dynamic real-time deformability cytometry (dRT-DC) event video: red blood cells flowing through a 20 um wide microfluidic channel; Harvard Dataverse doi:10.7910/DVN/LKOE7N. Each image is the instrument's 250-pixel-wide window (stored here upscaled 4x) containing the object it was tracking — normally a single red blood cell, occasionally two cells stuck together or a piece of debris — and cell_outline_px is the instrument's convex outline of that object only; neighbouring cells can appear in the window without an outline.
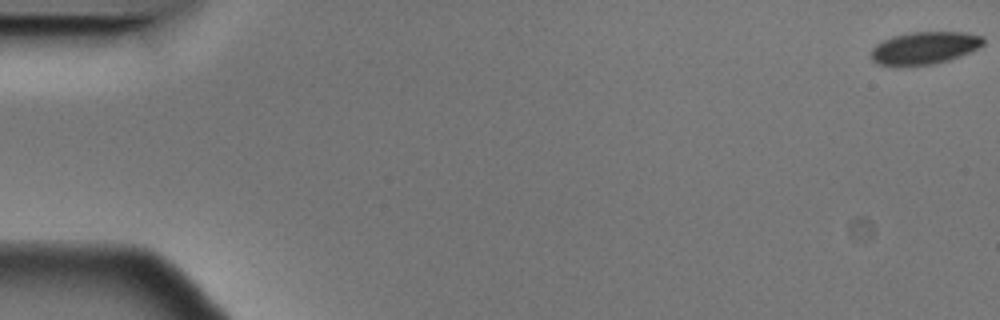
{"species": "Egyptian fruit bat (a non-hibernating species)", "species_latin": "Rousettus aegyptiacus", "temperature_condition": "cold", "stored_images_in_passage": 42, "camera_frame_rate_fps": 3000, "um_per_image_px": 0.085, "animal": {"sex": "male"}, "frame": {"image": 1, "passage_image": 1, "time_ms": 0.0, "image_size_px": [1000, 320], "cell_outline_px": [[984, 44], [980, 48], [960, 56], [948, 60], [932, 64], [876, 64], [872, 60], [872, 48], [876, 44], [884, 40], [896, 36], [912, 32], [964, 32], [984, 36]], "centroid_in_image_um": [78.65, 4.05], "position_along_channel_um": 6.3, "area_um2": 20.81}}
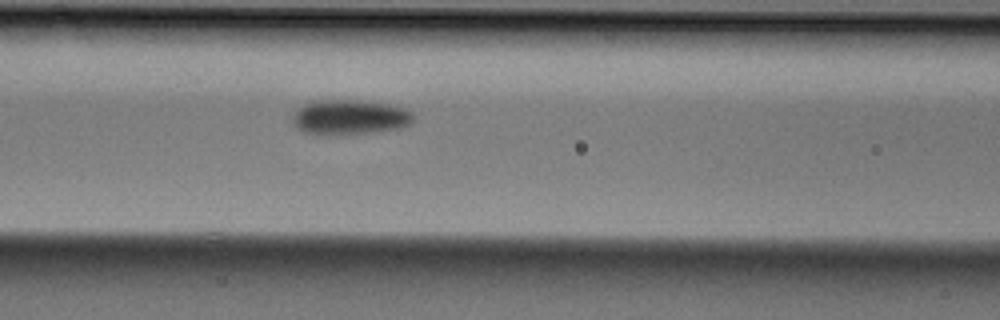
{"frame": {"image": 2, "passage_image": 25, "time_ms": 8.0, "image_size_px": [1000, 320], "cell_outline_px": [[412, 120], [408, 124], [400, 128], [328, 136], [304, 132], [296, 128], [292, 124], [292, 116], [304, 104], [324, 100], [352, 100], [388, 104], [404, 108], [412, 112]], "centroid_in_image_um": [29.67, 9.97], "position_along_channel_um": 136.9, "area_um2": 24.22}}
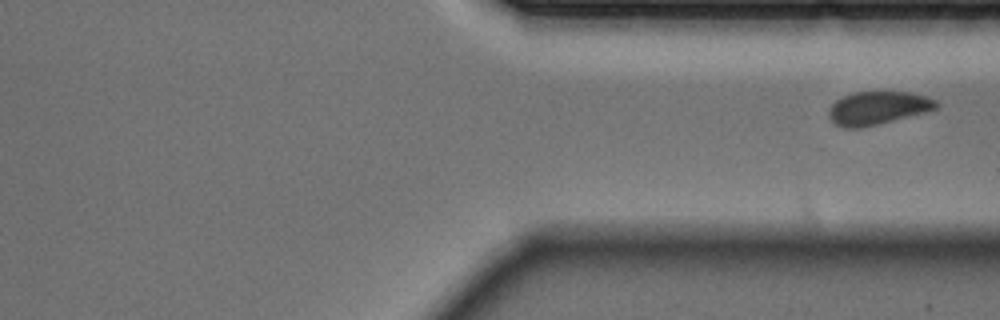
{"frame": {"image": 3, "passage_image": 42, "time_ms": 13.667, "image_size_px": [1000, 320], "cell_outline_px": [[940, 104], [936, 108], [928, 112], [864, 128], [844, 128], [836, 124], [828, 116], [828, 108], [836, 100], [852, 92], [908, 92], [924, 96], [936, 100]], "centroid_in_image_um": [74.61, 9.19], "position_along_channel_um": 336.8, "area_um2": 20.98}}